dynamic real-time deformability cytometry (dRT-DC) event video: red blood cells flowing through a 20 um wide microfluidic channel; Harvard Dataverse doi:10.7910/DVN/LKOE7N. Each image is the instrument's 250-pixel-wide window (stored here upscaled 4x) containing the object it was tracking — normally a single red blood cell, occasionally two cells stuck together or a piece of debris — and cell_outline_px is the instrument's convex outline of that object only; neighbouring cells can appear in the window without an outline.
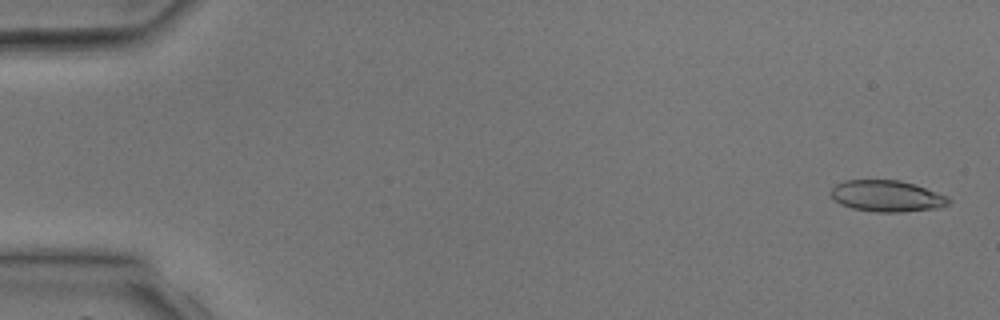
{"species": "common noctule bat (a hibernating species)", "species_latin": "Nyctalus noctula", "temperature_condition": "room temperature", "stored_images_in_passage": 40, "camera_frame_rate_fps": 3000, "um_per_image_px": 0.085, "animal": {"sex": "male", "body_mass_g": 17.9, "forearm_length_mm": 54.2}, "frame": {"image": 1, "passage_image": 2, "time_ms": 0.333, "image_size_px": [1000, 320], "cell_outline_px": [[952, 200], [948, 204], [940, 208], [904, 212], [876, 212], [852, 208], [840, 204], [828, 192], [836, 184], [844, 180], [900, 180], [916, 184], [948, 196]], "centroid_in_image_um": [75.41, 16.66], "position_along_channel_um": 9.6, "area_um2": 21.79}}
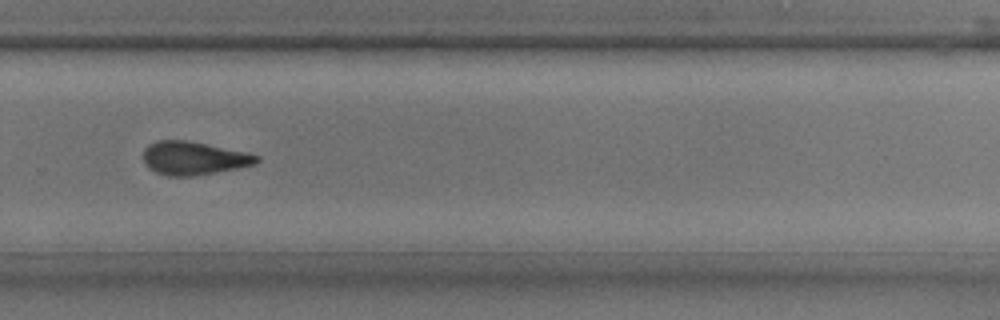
{"frame": {"image": 2, "passage_image": 28, "time_ms": 9.0, "image_size_px": [1000, 320], "cell_outline_px": [[260, 160], [256, 164], [236, 168], [192, 176], [168, 176], [156, 172], [148, 168], [144, 164], [144, 148], [148, 144], [160, 140], [188, 140], [244, 152], [260, 156]], "centroid_in_image_um": [16.43, 13.44], "position_along_channel_um": 313.4, "area_um2": 21.85}}
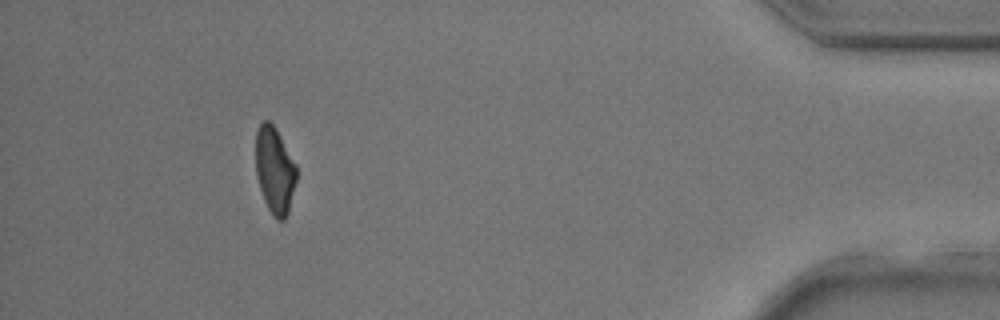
{"frame": {"image": 3, "passage_image": 37, "time_ms": 12.0, "image_size_px": [1000, 320], "cell_outline_px": [[296, 180], [288, 212], [284, 220], [276, 220], [272, 216], [264, 200], [256, 176], [256, 132], [260, 124], [264, 120], [268, 120], [276, 128], [296, 164]], "centroid_in_image_um": [23.34, 14.47], "position_along_channel_um": 411.9, "area_um2": 20.52}}